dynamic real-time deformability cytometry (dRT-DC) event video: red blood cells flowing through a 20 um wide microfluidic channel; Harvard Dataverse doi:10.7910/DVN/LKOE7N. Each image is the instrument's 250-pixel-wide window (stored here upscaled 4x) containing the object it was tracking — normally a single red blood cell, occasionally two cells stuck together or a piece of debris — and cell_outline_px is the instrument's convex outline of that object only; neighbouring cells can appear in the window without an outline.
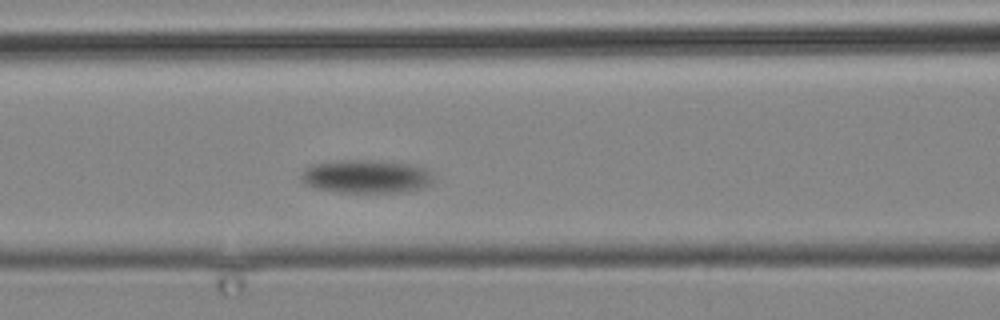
{"species": "common noctule bat (a hibernating species)", "species_latin": "Nyctalus noctula", "temperature_condition": "cold", "stored_images_in_passage": 4, "camera_frame_rate_fps": 3000, "um_per_image_px": 0.085, "animal": {"sex": "male", "body_mass_g": 19.2, "forearm_length_mm": 51.8}, "frame": {"image": 1, "passage_image": 4, "time_ms": 3.667, "image_size_px": [1000, 320], "cell_outline_px": [[428, 184], [420, 188], [404, 192], [332, 192], [312, 188], [304, 184], [300, 180], [300, 172], [304, 168], [312, 164], [336, 160], [368, 160], [408, 164], [420, 168], [428, 172]], "centroid_in_image_um": [30.91, 15.01], "position_along_channel_um": 135.7, "area_um2": 25.43}}